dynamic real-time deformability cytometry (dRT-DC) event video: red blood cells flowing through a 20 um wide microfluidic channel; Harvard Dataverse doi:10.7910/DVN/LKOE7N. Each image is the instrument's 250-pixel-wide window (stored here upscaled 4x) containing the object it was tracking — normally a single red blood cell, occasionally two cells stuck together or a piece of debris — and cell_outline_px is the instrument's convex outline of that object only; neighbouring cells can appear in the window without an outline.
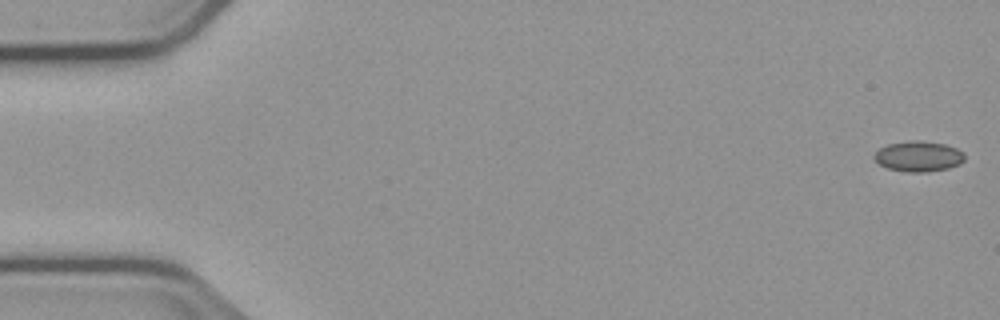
{"species": "common noctule bat (a hibernating species)", "species_latin": "Nyctalus noctula", "temperature_condition": "cold", "stored_images_in_passage": 56, "segment_of_instrument_passage": [1, 2], "camera_frame_rate_fps": 3000, "um_per_image_px": 0.085, "animal": {"sex": "male", "body_mass_g": 23.1, "forearm_length_mm": 52.7}, "frame": {"image": 1, "passage_image": 1, "time_ms": 0.0, "image_size_px": [1000, 320], "cell_outline_px": [[964, 160], [960, 164], [948, 168], [924, 172], [908, 172], [888, 168], [880, 164], [872, 156], [880, 148], [888, 144], [908, 140], [920, 140], [944, 144], [956, 148], [964, 152]], "centroid_in_image_um": [78.08, 13.28], "position_along_channel_um": 6.9, "area_um2": 16.01}}
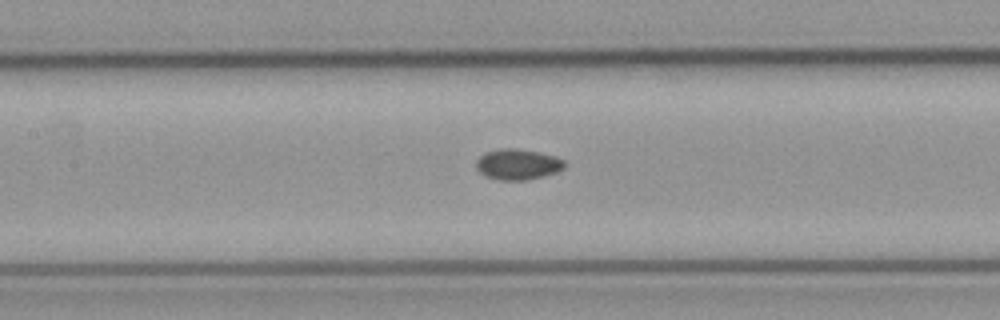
{"frame": {"image": 2, "passage_image": 25, "time_ms": 8.0, "image_size_px": [1000, 320], "cell_outline_px": [[564, 168], [556, 172], [544, 176], [528, 180], [500, 180], [488, 176], [480, 172], [476, 168], [476, 160], [484, 152], [500, 148], [516, 148], [540, 152], [556, 156], [564, 160]], "centroid_in_image_um": [44.01, 13.95], "position_along_channel_um": 163.4, "area_um2": 15.9}}
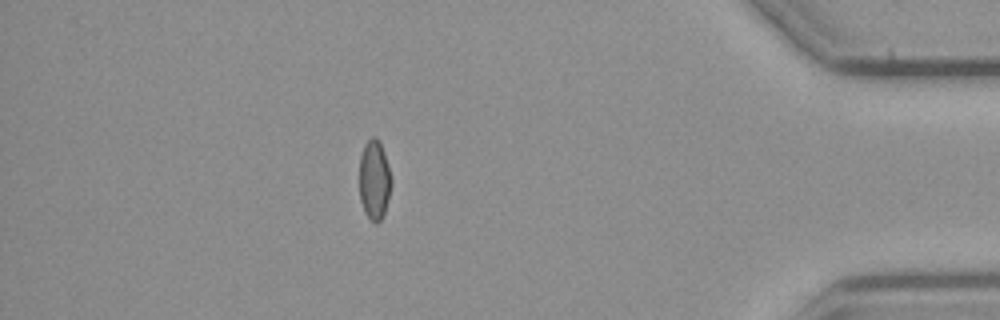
{"frame": {"image": 3, "passage_image": 48, "time_ms": 15.667, "image_size_px": [1000, 320], "cell_outline_px": [[392, 184], [384, 212], [380, 220], [376, 224], [364, 212], [360, 200], [360, 156], [364, 144], [372, 136], [376, 136], [384, 152], [392, 180]], "centroid_in_image_um": [31.81, 15.27], "position_along_channel_um": 403.4, "area_um2": 14.68}}